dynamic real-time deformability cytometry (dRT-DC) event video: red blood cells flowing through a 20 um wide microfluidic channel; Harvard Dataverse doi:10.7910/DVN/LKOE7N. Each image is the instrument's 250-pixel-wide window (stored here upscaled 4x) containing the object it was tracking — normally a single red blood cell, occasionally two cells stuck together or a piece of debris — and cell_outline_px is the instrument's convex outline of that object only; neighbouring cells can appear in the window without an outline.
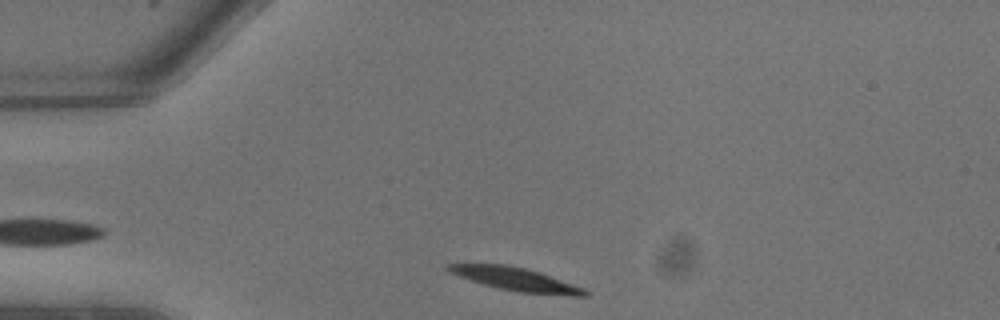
{"species": "common noctule bat (a hibernating species)", "species_latin": "Nyctalus noctula", "temperature_condition": "warm", "stored_images_in_passage": 3, "segment_of_instrument_passage": [2, 2], "camera_frame_rate_fps": 3000, "um_per_image_px": 0.085, "animal": {"sex": "male", "body_mass_g": 13.3}, "frame": {"image": 1, "passage_image": 3, "time_ms": 0.667, "image_size_px": [1000, 320], "cell_outline_px": [[588, 296], [572, 296], [520, 292], [500, 288], [484, 284], [460, 276], [444, 268], [448, 264], [508, 264], [540, 272], [584, 288], [588, 292]], "centroid_in_image_um": [43.9, 23.73], "position_along_channel_um": 41.1, "area_um2": 18.15}}